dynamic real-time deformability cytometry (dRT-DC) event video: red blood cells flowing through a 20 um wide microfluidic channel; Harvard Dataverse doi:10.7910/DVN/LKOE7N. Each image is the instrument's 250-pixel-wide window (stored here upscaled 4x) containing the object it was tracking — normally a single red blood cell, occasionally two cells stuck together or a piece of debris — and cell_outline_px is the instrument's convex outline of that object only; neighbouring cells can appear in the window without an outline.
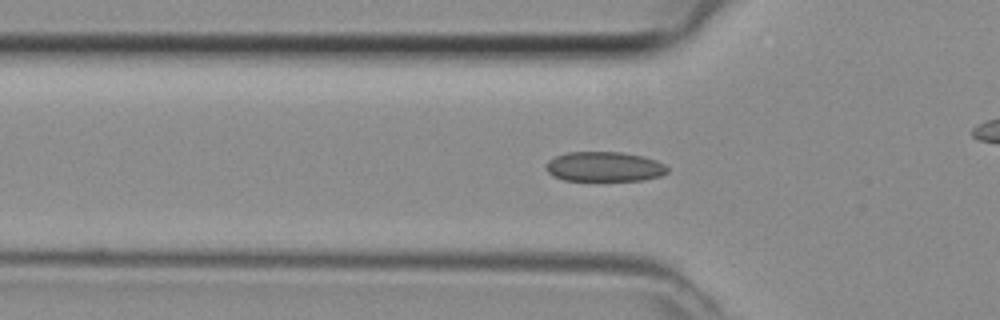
{"species": "common noctule bat (a hibernating species)", "species_latin": "Nyctalus noctula", "temperature_condition": "room temperature", "stored_images_in_passage": 35, "camera_frame_rate_fps": 3000, "um_per_image_px": 0.085, "animal": {"sex": "female", "body_mass_g": 29.2, "forearm_length_mm": 56.3}, "frame": {"image": 1, "passage_image": 3, "time_ms": 0.667, "image_size_px": [1000, 320], "cell_outline_px": [[668, 172], [660, 176], [640, 180], [564, 180], [552, 176], [548, 172], [548, 160], [556, 156], [568, 152], [620, 152], [644, 156], [656, 160], [664, 164], [668, 168]], "centroid_in_image_um": [51.39, 14.16], "position_along_channel_um": 74.4, "area_um2": 20.92}}
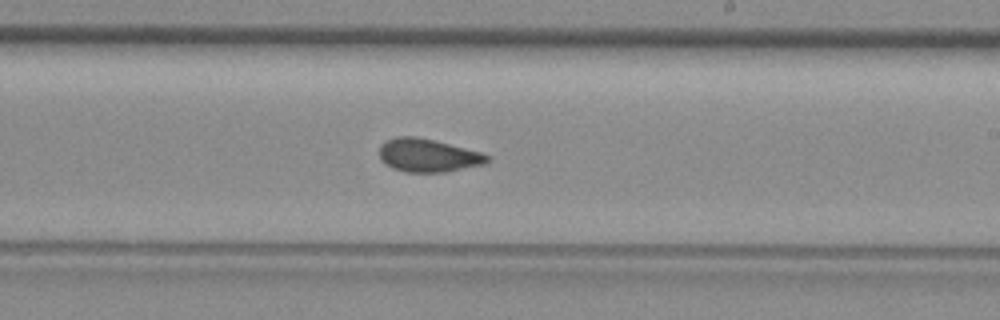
{"frame": {"image": 2, "passage_image": 15, "time_ms": 4.667, "image_size_px": [1000, 320], "cell_outline_px": [[492, 160], [484, 164], [444, 172], [404, 172], [392, 168], [380, 160], [380, 144], [384, 140], [400, 136], [416, 136], [480, 152], [488, 156]], "centroid_in_image_um": [36.34, 13.21], "position_along_channel_um": 252.7, "area_um2": 20.75}}
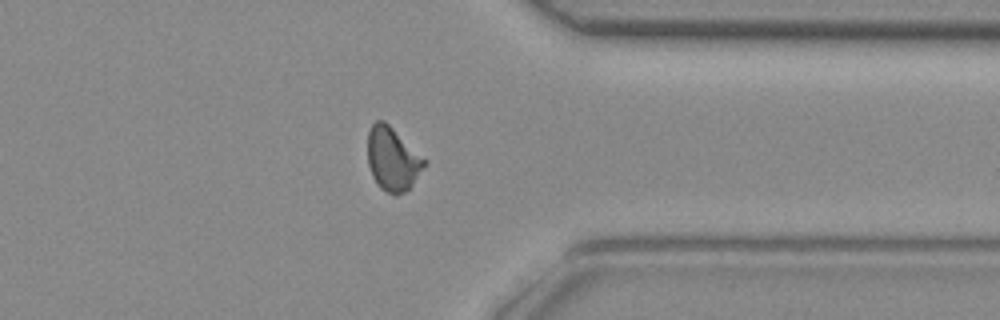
{"frame": {"image": 3, "passage_image": 24, "time_ms": 7.667, "image_size_px": [1000, 320], "cell_outline_px": [[428, 160], [412, 184], [404, 192], [396, 196], [392, 196], [380, 188], [372, 176], [368, 164], [368, 132], [372, 124], [376, 120], [384, 120]], "centroid_in_image_um": [33.36, 13.52], "position_along_channel_um": 378.0, "area_um2": 21.04}}